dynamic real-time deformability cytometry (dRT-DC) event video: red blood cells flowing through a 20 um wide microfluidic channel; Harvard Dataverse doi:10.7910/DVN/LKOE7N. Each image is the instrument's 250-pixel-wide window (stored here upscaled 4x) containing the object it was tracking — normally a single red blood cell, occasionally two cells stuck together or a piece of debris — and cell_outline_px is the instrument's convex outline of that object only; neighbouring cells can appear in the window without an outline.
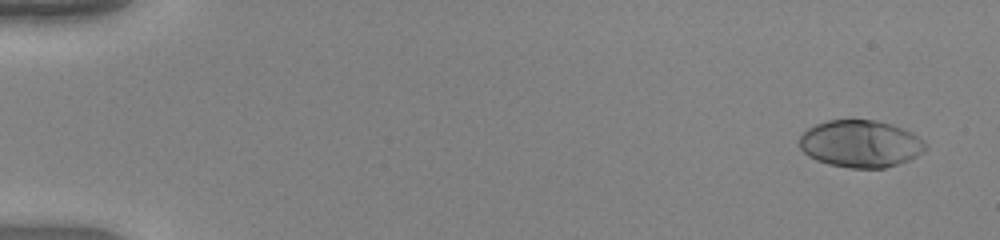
{"species": "human", "species_latin": "Homo sapiens", "temperature_condition": "warm", "stored_images_in_passage": 50, "camera_frame_rate_fps": 3000, "um_per_image_px": 0.085, "donor": {"sex": "female"}, "frame": {"image": 1, "passage_image": 3, "time_ms": 0.667, "image_size_px": [1000, 240], "cell_outline_px": [[924, 152], [908, 160], [884, 168], [848, 168], [828, 164], [816, 160], [808, 156], [800, 148], [800, 136], [808, 128], [816, 124], [828, 120], [876, 120], [892, 124], [912, 132], [924, 140]], "centroid_in_image_um": [73.13, 12.22], "position_along_channel_um": 11.9, "area_um2": 34.62}}
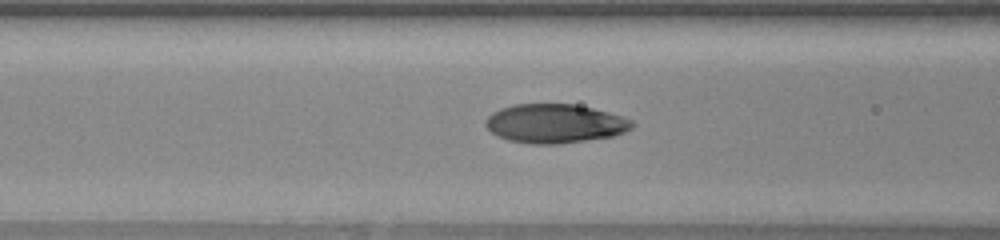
{"frame": {"image": 2, "passage_image": 22, "time_ms": 7.0, "image_size_px": [1000, 240], "cell_outline_px": [[636, 124], [632, 128], [624, 132], [612, 136], [560, 144], [532, 144], [508, 140], [496, 136], [484, 124], [484, 120], [492, 112], [500, 108], [516, 104], [572, 104], [592, 108], [608, 112], [632, 120]], "centroid_in_image_um": [47.14, 10.5], "position_along_channel_um": 119.5, "area_um2": 33.29}}
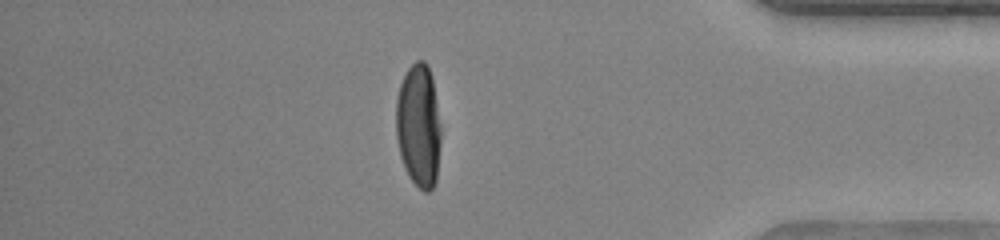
{"frame": {"image": 3, "passage_image": 44, "time_ms": 14.333, "image_size_px": [1000, 240], "cell_outline_px": [[440, 140], [436, 180], [432, 188], [428, 192], [424, 192], [408, 176], [404, 168], [400, 156], [396, 136], [396, 100], [400, 84], [408, 68], [416, 60], [424, 60], [428, 64], [432, 76], [440, 124]], "centroid_in_image_um": [35.57, 10.67], "position_along_channel_um": 399.6, "area_um2": 32.31}, "authors_computed_cell_mechanics": {"area_um2": 33.6107, "velocity_mm_per_s": 4.1892, "shape_relaxation_time_tau1_ms": 3.5575, "shape_relaxation_time_tau2_ms": null, "deformation_change_tau1": 0.245, "deformation_change_tau2": null}}